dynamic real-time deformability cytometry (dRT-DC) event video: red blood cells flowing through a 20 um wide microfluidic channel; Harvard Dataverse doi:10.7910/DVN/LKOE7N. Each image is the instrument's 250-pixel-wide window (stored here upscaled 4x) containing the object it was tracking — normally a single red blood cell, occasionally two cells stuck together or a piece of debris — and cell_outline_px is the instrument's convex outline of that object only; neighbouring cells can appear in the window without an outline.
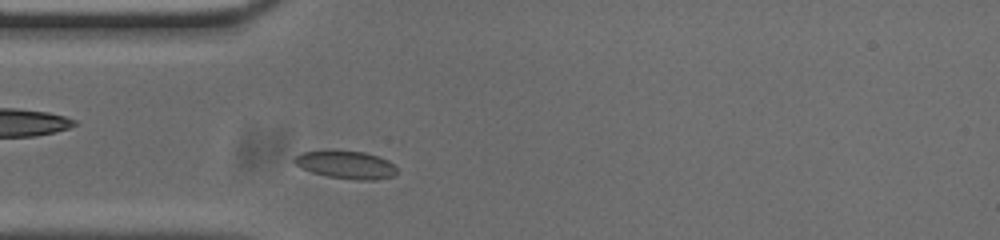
{"species": "common noctule bat (a hibernating species)", "species_latin": "Nyctalus noctula", "temperature_condition": "cold", "stored_images_in_passage": 41, "camera_frame_rate_fps": 3000, "um_per_image_px": 0.085, "animal": {"sex": "male", "body_mass_g": 20.0, "forearm_length_mm": 53.3}, "frame": {"image": 1, "passage_image": 4, "time_ms": 1.0, "image_size_px": [1000, 240], "cell_outline_px": [[396, 172], [392, 176], [376, 180], [356, 180], [328, 176], [312, 172], [300, 168], [292, 160], [300, 152], [328, 148], [332, 148], [364, 152], [388, 160], [396, 168]], "centroid_in_image_um": [29.34, 13.96], "position_along_channel_um": 55.7, "area_um2": 17.11}}
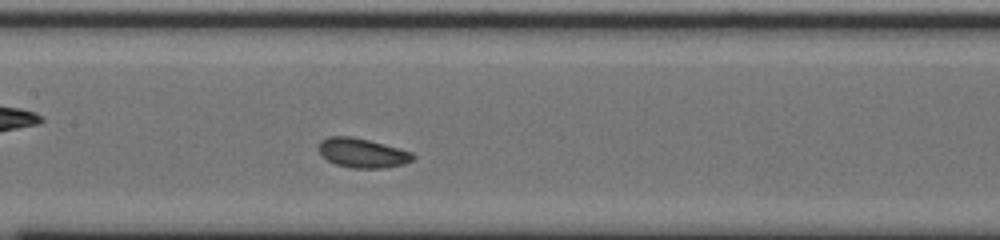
{"frame": {"image": 2, "passage_image": 14, "time_ms": 4.333, "image_size_px": [1000, 240], "cell_outline_px": [[416, 156], [412, 160], [404, 164], [384, 168], [352, 168], [336, 164], [328, 160], [316, 148], [320, 140], [328, 136], [352, 136], [400, 148], [412, 152]], "centroid_in_image_um": [30.79, 12.99], "position_along_channel_um": 176.6, "area_um2": 16.24}}
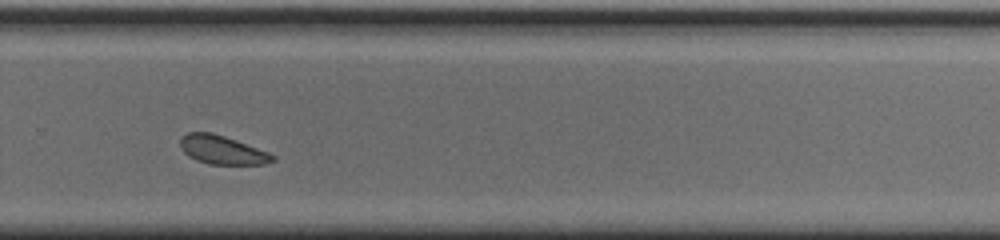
{"frame": {"image": 3, "passage_image": 25, "time_ms": 8.0, "image_size_px": [1000, 240], "cell_outline_px": [[276, 160], [264, 164], [208, 164], [196, 160], [188, 156], [184, 152], [180, 144], [180, 140], [188, 132], [212, 132], [224, 136], [268, 152], [276, 156]], "centroid_in_image_um": [18.89, 12.75], "position_along_channel_um": 310.9, "area_um2": 15.26}, "authors_computed_cell_mechanics": {"area_um2": 16.2418, "velocity_mm_per_s": 3.6737, "shape_relaxation_time_tau1_ms": 2.4214, "shape_relaxation_time_tau2_ms": 6.7879, "deformation_change_tau1": 0.0754, "deformation_change_tau2": 0.1185}}